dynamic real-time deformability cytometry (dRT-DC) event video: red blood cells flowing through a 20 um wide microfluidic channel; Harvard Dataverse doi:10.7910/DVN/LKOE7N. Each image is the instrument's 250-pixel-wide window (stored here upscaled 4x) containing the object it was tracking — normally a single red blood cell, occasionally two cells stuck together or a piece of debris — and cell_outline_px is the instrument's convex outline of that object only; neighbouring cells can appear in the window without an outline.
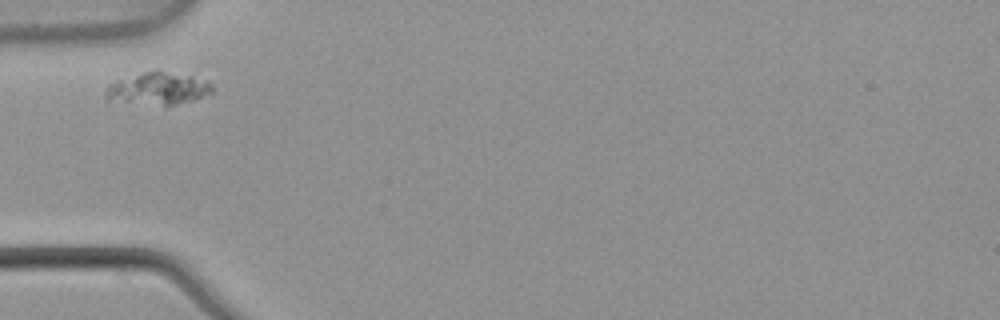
{"species": "common noctule bat (a hibernating species)", "species_latin": "Nyctalus noctula", "temperature_condition": "warm", "stored_images_in_passage": 2, "camera_frame_rate_fps": 3000, "um_per_image_px": 0.085, "animal": {"sex": "male", "body_mass_g": 21.5, "forearm_length_mm": 52.0}, "frame": {"image": 1, "passage_image": 1, "time_ms": 0.0, "image_size_px": [1000, 320], "cell_outline_px": [[212, 92], [192, 100], [164, 108], [104, 100], [104, 96], [108, 84], [116, 80], [144, 72], [164, 72], [192, 76], [212, 84]], "centroid_in_image_um": [13.34, 7.6], "position_along_channel_um": 71.7, "area_um2": 20.35}}
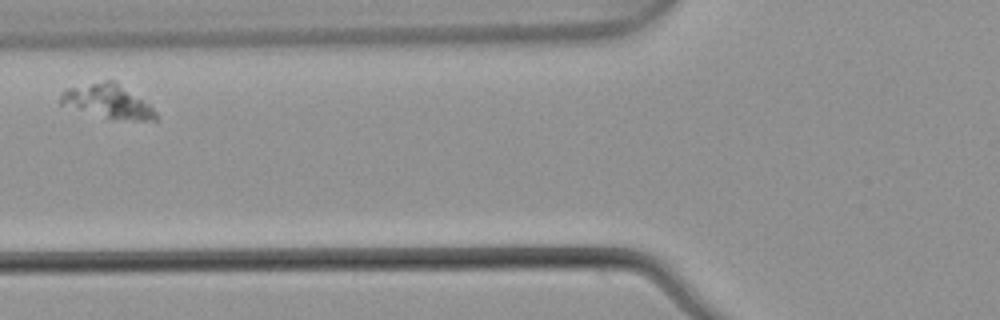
{"frame": {"image": 2, "passage_image": 2, "time_ms": 0.333, "image_size_px": [1000, 320], "cell_outline_px": [[156, 120], [132, 120], [108, 116], [60, 104], [60, 96], [64, 88], [104, 80], [116, 80], [148, 104], [156, 112]], "centroid_in_image_um": [9.16, 8.55], "position_along_channel_um": 116.6, "area_um2": 18.03}}